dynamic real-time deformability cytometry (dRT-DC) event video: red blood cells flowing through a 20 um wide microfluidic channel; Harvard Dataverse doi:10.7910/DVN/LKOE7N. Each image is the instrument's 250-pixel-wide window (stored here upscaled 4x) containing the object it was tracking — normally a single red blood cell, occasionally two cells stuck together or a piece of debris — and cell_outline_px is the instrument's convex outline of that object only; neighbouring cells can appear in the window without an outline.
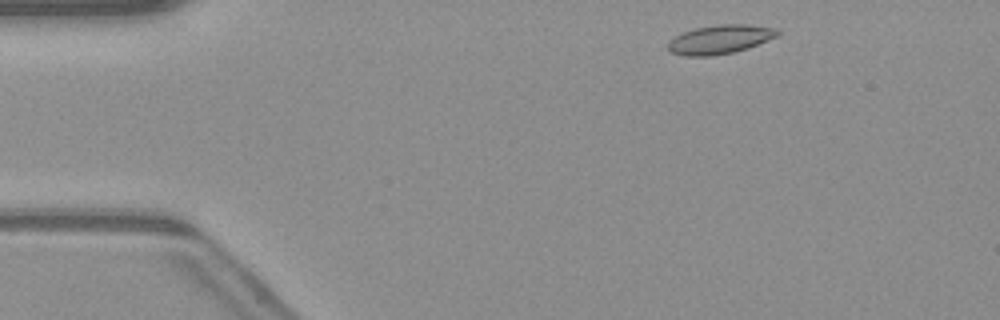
{"species": "common noctule bat (a hibernating species)", "species_latin": "Nyctalus noctula", "temperature_condition": "warm", "stored_images_in_passage": 45, "camera_frame_rate_fps": 3000, "um_per_image_px": 0.085, "animal": {"sex": "male", "body_mass_g": 23.1, "forearm_length_mm": 52.7}, "frame": {"image": 1, "passage_image": 2, "time_ms": 0.333, "image_size_px": [1000, 320], "cell_outline_px": [[780, 36], [748, 48], [732, 52], [712, 56], [684, 56], [668, 52], [668, 40], [684, 32], [696, 28], [716, 24], [744, 24], [776, 28], [780, 32]], "centroid_in_image_um": [61.2, 3.35], "position_along_channel_um": 23.8, "area_um2": 18.61}}
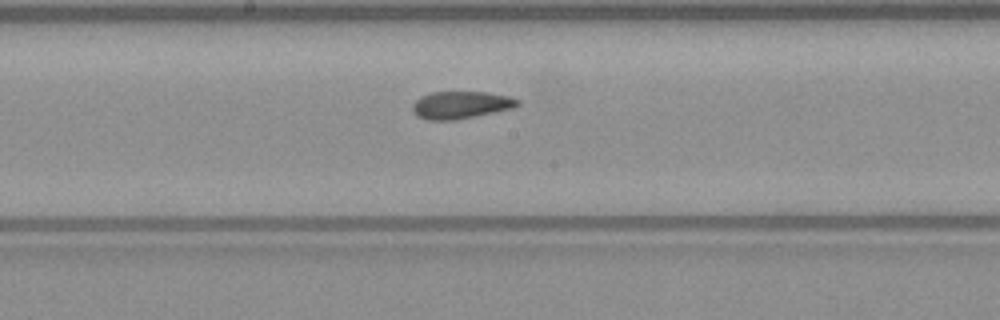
{"frame": {"image": 2, "passage_image": 21, "time_ms": 6.667, "image_size_px": [1000, 320], "cell_outline_px": [[520, 104], [512, 108], [476, 116], [456, 120], [428, 120], [416, 116], [412, 112], [412, 104], [420, 96], [432, 92], [488, 92], [508, 96], [520, 100]], "centroid_in_image_um": [39.14, 8.92], "position_along_channel_um": 209.1, "area_um2": 16.88}}
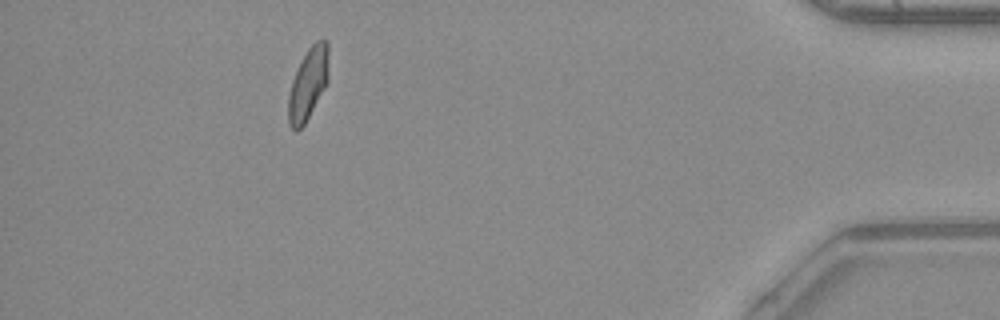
{"frame": {"image": 3, "passage_image": 40, "time_ms": 13.0, "image_size_px": [1000, 320], "cell_outline_px": [[328, 80], [324, 88], [304, 124], [296, 132], [288, 124], [288, 96], [292, 80], [300, 60], [308, 48], [316, 40], [328, 40]], "centroid_in_image_um": [26.18, 7.1], "position_along_channel_um": 409.0, "area_um2": 16.82}, "authors_computed_cell_mechanics": {"area_um2": 17.34, "velocity_mm_per_s": 4.1136, "shape_relaxation_time_tau1_ms": null, "shape_relaxation_time_tau2_ms": 2.0185, "deformation_change_tau1": null, "deformation_change_tau2": 0.0833}}